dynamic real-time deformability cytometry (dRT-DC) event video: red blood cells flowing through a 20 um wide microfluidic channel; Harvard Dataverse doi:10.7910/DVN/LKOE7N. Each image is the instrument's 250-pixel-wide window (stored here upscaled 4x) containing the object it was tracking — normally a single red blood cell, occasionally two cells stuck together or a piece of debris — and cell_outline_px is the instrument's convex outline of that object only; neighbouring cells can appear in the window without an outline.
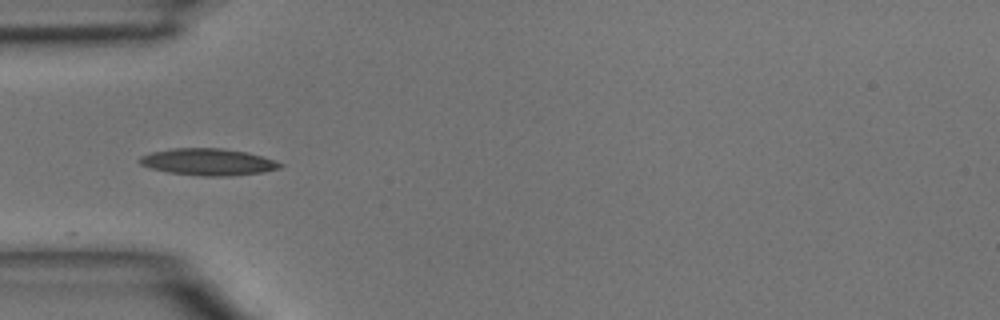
{"species": "common noctule bat (a hibernating species)", "species_latin": "Nyctalus noctula", "temperature_condition": "room temperature", "stored_images_in_passage": 33, "camera_frame_rate_fps": 3000, "um_per_image_px": 0.085, "animal": {"sex": "male", "body_mass_g": 15.6}, "frame": {"image": 1, "passage_image": 1, "time_ms": 0.0, "image_size_px": [1000, 320], "cell_outline_px": [[284, 164], [280, 168], [264, 172], [228, 176], [200, 176], [168, 172], [152, 168], [140, 164], [136, 160], [140, 156], [152, 152], [172, 148], [220, 148], [248, 152]], "centroid_in_image_um": [17.66, 13.76], "position_along_channel_um": 67.3, "area_um2": 21.91}}
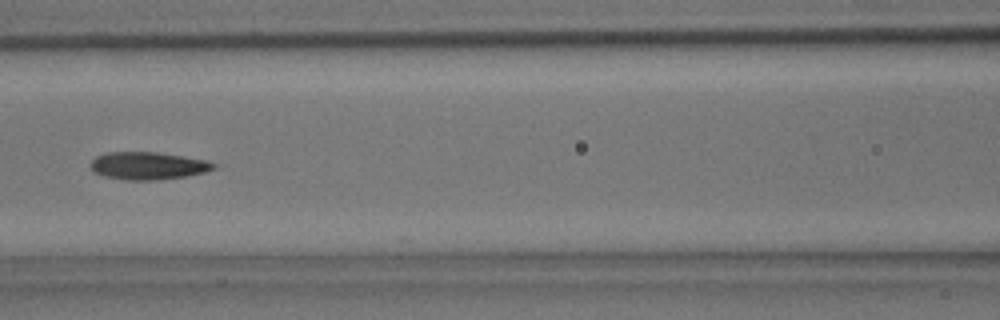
{"frame": {"image": 2, "passage_image": 7, "time_ms": 2.0, "image_size_px": [1000, 320], "cell_outline_px": [[216, 168], [204, 172], [188, 176], [160, 180], [124, 180], [104, 176], [92, 172], [92, 160], [96, 156], [108, 152], [156, 152], [208, 160], [216, 164]], "centroid_in_image_um": [12.6, 14.1], "position_along_channel_um": 154.0, "area_um2": 19.88}}
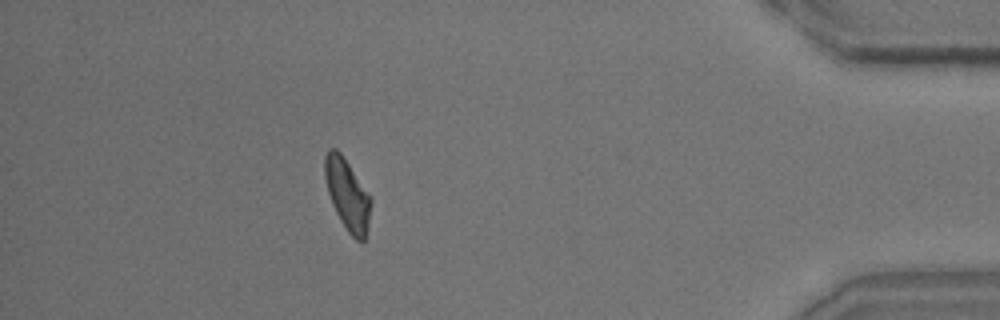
{"frame": {"image": 3, "passage_image": 28, "time_ms": 9.0, "image_size_px": [1000, 320], "cell_outline_px": [[372, 204], [368, 224], [364, 240], [356, 240], [348, 232], [340, 220], [332, 204], [328, 192], [324, 176], [324, 156], [328, 148], [336, 148], [340, 152], [372, 200]], "centroid_in_image_um": [29.5, 16.52], "position_along_channel_um": 405.7, "area_um2": 18.79}}